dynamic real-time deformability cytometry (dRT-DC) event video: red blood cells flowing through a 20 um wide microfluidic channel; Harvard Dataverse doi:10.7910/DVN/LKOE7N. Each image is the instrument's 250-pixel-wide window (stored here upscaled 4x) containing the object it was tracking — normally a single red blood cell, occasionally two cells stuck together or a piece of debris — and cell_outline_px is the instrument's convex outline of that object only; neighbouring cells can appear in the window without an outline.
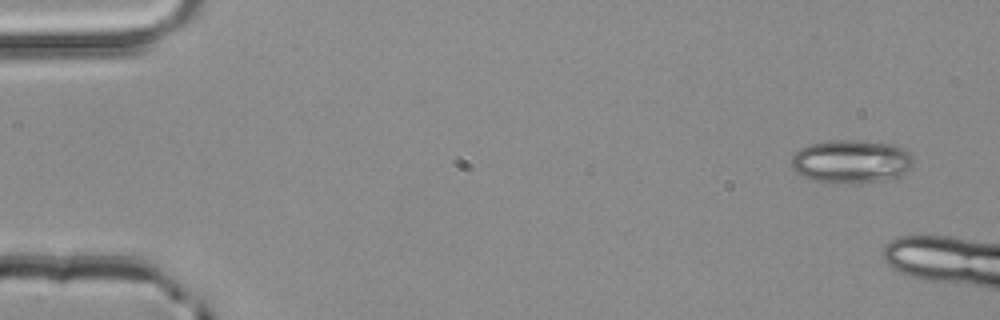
{"species": "common noctule bat (a hibernating species)", "species_latin": "Nyctalus noctula", "temperature_condition": "room temperature", "stored_images_in_passage": 6, "segment_of_instrument_passage": [1, 2], "camera_frame_rate_fps": 3000, "um_per_image_px": 0.085, "animal": {"sex": "male", "body_mass_g": 20.4}, "frame": {"image": 1, "passage_image": 1, "time_ms": 0.0, "image_size_px": [1000, 320], "cell_outline_px": [[912, 164], [904, 176], [896, 180], [860, 184], [812, 180], [796, 172], [792, 168], [792, 156], [800, 148], [808, 144], [836, 140], [860, 140], [892, 144], [904, 148], [912, 156]], "centroid_in_image_um": [72.42, 13.74], "position_along_channel_um": 12.6, "area_um2": 31.33}}